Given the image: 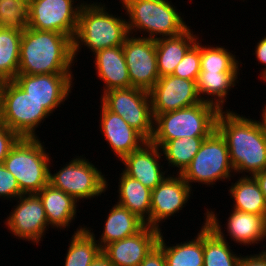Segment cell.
I'll list each match as a JSON object with an SVG mask.
<instances>
[{"mask_svg": "<svg viewBox=\"0 0 266 266\" xmlns=\"http://www.w3.org/2000/svg\"><path fill=\"white\" fill-rule=\"evenodd\" d=\"M99 128L111 152L121 160L124 156L139 149L147 140L119 115L100 104Z\"/></svg>", "mask_w": 266, "mask_h": 266, "instance_id": "obj_20", "label": "cell"}, {"mask_svg": "<svg viewBox=\"0 0 266 266\" xmlns=\"http://www.w3.org/2000/svg\"><path fill=\"white\" fill-rule=\"evenodd\" d=\"M73 76V73L17 74L14 81L53 115L70 98L75 85Z\"/></svg>", "mask_w": 266, "mask_h": 266, "instance_id": "obj_14", "label": "cell"}, {"mask_svg": "<svg viewBox=\"0 0 266 266\" xmlns=\"http://www.w3.org/2000/svg\"><path fill=\"white\" fill-rule=\"evenodd\" d=\"M75 63L69 36L29 27L22 32L18 74L73 73Z\"/></svg>", "mask_w": 266, "mask_h": 266, "instance_id": "obj_2", "label": "cell"}, {"mask_svg": "<svg viewBox=\"0 0 266 266\" xmlns=\"http://www.w3.org/2000/svg\"><path fill=\"white\" fill-rule=\"evenodd\" d=\"M200 38L187 51L181 62L176 66L172 75L188 80H197L200 73Z\"/></svg>", "mask_w": 266, "mask_h": 266, "instance_id": "obj_35", "label": "cell"}, {"mask_svg": "<svg viewBox=\"0 0 266 266\" xmlns=\"http://www.w3.org/2000/svg\"><path fill=\"white\" fill-rule=\"evenodd\" d=\"M92 56L97 79L104 85L102 94L111 89L131 87L123 45L99 50Z\"/></svg>", "mask_w": 266, "mask_h": 266, "instance_id": "obj_21", "label": "cell"}, {"mask_svg": "<svg viewBox=\"0 0 266 266\" xmlns=\"http://www.w3.org/2000/svg\"><path fill=\"white\" fill-rule=\"evenodd\" d=\"M160 234L145 225L138 233L106 245L102 252L114 266H139L157 245Z\"/></svg>", "mask_w": 266, "mask_h": 266, "instance_id": "obj_19", "label": "cell"}, {"mask_svg": "<svg viewBox=\"0 0 266 266\" xmlns=\"http://www.w3.org/2000/svg\"><path fill=\"white\" fill-rule=\"evenodd\" d=\"M14 201H17L16 205L7 215L4 222L5 227L13 236H16L14 238L38 245L43 241L47 230L50 228L39 196L37 194H23Z\"/></svg>", "mask_w": 266, "mask_h": 266, "instance_id": "obj_12", "label": "cell"}, {"mask_svg": "<svg viewBox=\"0 0 266 266\" xmlns=\"http://www.w3.org/2000/svg\"><path fill=\"white\" fill-rule=\"evenodd\" d=\"M19 139L20 137L13 130L0 122V163H3Z\"/></svg>", "mask_w": 266, "mask_h": 266, "instance_id": "obj_37", "label": "cell"}, {"mask_svg": "<svg viewBox=\"0 0 266 266\" xmlns=\"http://www.w3.org/2000/svg\"><path fill=\"white\" fill-rule=\"evenodd\" d=\"M199 35L190 27L182 34L155 40L157 70L160 77L173 74L187 51L197 42Z\"/></svg>", "mask_w": 266, "mask_h": 266, "instance_id": "obj_24", "label": "cell"}, {"mask_svg": "<svg viewBox=\"0 0 266 266\" xmlns=\"http://www.w3.org/2000/svg\"><path fill=\"white\" fill-rule=\"evenodd\" d=\"M228 239H222L206 222L203 224V266H239L242 253L231 250Z\"/></svg>", "mask_w": 266, "mask_h": 266, "instance_id": "obj_29", "label": "cell"}, {"mask_svg": "<svg viewBox=\"0 0 266 266\" xmlns=\"http://www.w3.org/2000/svg\"><path fill=\"white\" fill-rule=\"evenodd\" d=\"M73 157L68 164L54 170L55 173H51L50 167L49 184L72 196L78 203L101 197L109 189L108 178L102 169L86 159L85 154Z\"/></svg>", "mask_w": 266, "mask_h": 266, "instance_id": "obj_9", "label": "cell"}, {"mask_svg": "<svg viewBox=\"0 0 266 266\" xmlns=\"http://www.w3.org/2000/svg\"><path fill=\"white\" fill-rule=\"evenodd\" d=\"M51 114L14 80L3 81L0 89V122L20 138H39L38 126Z\"/></svg>", "mask_w": 266, "mask_h": 266, "instance_id": "obj_7", "label": "cell"}, {"mask_svg": "<svg viewBox=\"0 0 266 266\" xmlns=\"http://www.w3.org/2000/svg\"><path fill=\"white\" fill-rule=\"evenodd\" d=\"M123 53L131 87L149 92L160 78L155 40L129 34L123 44Z\"/></svg>", "mask_w": 266, "mask_h": 266, "instance_id": "obj_15", "label": "cell"}, {"mask_svg": "<svg viewBox=\"0 0 266 266\" xmlns=\"http://www.w3.org/2000/svg\"><path fill=\"white\" fill-rule=\"evenodd\" d=\"M180 175L191 189L193 183L214 188L219 180L229 182L236 177L227 144L216 129L204 139L199 151Z\"/></svg>", "mask_w": 266, "mask_h": 266, "instance_id": "obj_8", "label": "cell"}, {"mask_svg": "<svg viewBox=\"0 0 266 266\" xmlns=\"http://www.w3.org/2000/svg\"><path fill=\"white\" fill-rule=\"evenodd\" d=\"M22 32L0 28V81L14 80L18 74Z\"/></svg>", "mask_w": 266, "mask_h": 266, "instance_id": "obj_33", "label": "cell"}, {"mask_svg": "<svg viewBox=\"0 0 266 266\" xmlns=\"http://www.w3.org/2000/svg\"><path fill=\"white\" fill-rule=\"evenodd\" d=\"M37 195L43 204L51 229L65 230L73 225L71 223L76 219L79 203L72 196L49 183Z\"/></svg>", "mask_w": 266, "mask_h": 266, "instance_id": "obj_22", "label": "cell"}, {"mask_svg": "<svg viewBox=\"0 0 266 266\" xmlns=\"http://www.w3.org/2000/svg\"><path fill=\"white\" fill-rule=\"evenodd\" d=\"M216 130L227 144L236 175L253 177L266 169V134L256 119L240 116L236 110H220Z\"/></svg>", "mask_w": 266, "mask_h": 266, "instance_id": "obj_1", "label": "cell"}, {"mask_svg": "<svg viewBox=\"0 0 266 266\" xmlns=\"http://www.w3.org/2000/svg\"><path fill=\"white\" fill-rule=\"evenodd\" d=\"M265 105L264 107L262 106V111H261V119L257 120L259 125L261 126L262 130L266 134V103L263 104Z\"/></svg>", "mask_w": 266, "mask_h": 266, "instance_id": "obj_43", "label": "cell"}, {"mask_svg": "<svg viewBox=\"0 0 266 266\" xmlns=\"http://www.w3.org/2000/svg\"><path fill=\"white\" fill-rule=\"evenodd\" d=\"M239 266H266V259L260 253L242 255Z\"/></svg>", "mask_w": 266, "mask_h": 266, "instance_id": "obj_40", "label": "cell"}, {"mask_svg": "<svg viewBox=\"0 0 266 266\" xmlns=\"http://www.w3.org/2000/svg\"><path fill=\"white\" fill-rule=\"evenodd\" d=\"M193 191L195 190L191 189L180 174L174 175L169 172L152 190L150 226L163 231L162 224L186 207Z\"/></svg>", "mask_w": 266, "mask_h": 266, "instance_id": "obj_16", "label": "cell"}, {"mask_svg": "<svg viewBox=\"0 0 266 266\" xmlns=\"http://www.w3.org/2000/svg\"><path fill=\"white\" fill-rule=\"evenodd\" d=\"M139 266H166L162 249L156 245Z\"/></svg>", "mask_w": 266, "mask_h": 266, "instance_id": "obj_38", "label": "cell"}, {"mask_svg": "<svg viewBox=\"0 0 266 266\" xmlns=\"http://www.w3.org/2000/svg\"><path fill=\"white\" fill-rule=\"evenodd\" d=\"M257 43L255 48V53L252 55L256 56L258 60V64H262L264 67L261 68V72L259 74L261 81L266 78V36L261 37Z\"/></svg>", "mask_w": 266, "mask_h": 266, "instance_id": "obj_39", "label": "cell"}, {"mask_svg": "<svg viewBox=\"0 0 266 266\" xmlns=\"http://www.w3.org/2000/svg\"><path fill=\"white\" fill-rule=\"evenodd\" d=\"M263 247V250L261 249V252L259 251V253L266 259V245L265 244H261Z\"/></svg>", "mask_w": 266, "mask_h": 266, "instance_id": "obj_44", "label": "cell"}, {"mask_svg": "<svg viewBox=\"0 0 266 266\" xmlns=\"http://www.w3.org/2000/svg\"><path fill=\"white\" fill-rule=\"evenodd\" d=\"M104 221V228L101 236L98 237L99 240L96 239L94 229L85 227L95 237L101 249L110 243L138 233L146 225L137 215L118 203L112 205Z\"/></svg>", "mask_w": 266, "mask_h": 266, "instance_id": "obj_23", "label": "cell"}, {"mask_svg": "<svg viewBox=\"0 0 266 266\" xmlns=\"http://www.w3.org/2000/svg\"><path fill=\"white\" fill-rule=\"evenodd\" d=\"M207 137H183L165 142L161 147L164 163L173 170V174H181L195 157L199 148Z\"/></svg>", "mask_w": 266, "mask_h": 266, "instance_id": "obj_31", "label": "cell"}, {"mask_svg": "<svg viewBox=\"0 0 266 266\" xmlns=\"http://www.w3.org/2000/svg\"><path fill=\"white\" fill-rule=\"evenodd\" d=\"M96 1L92 3L87 0L79 13L77 30L72 40L76 62L83 47L94 54L105 48L122 46L129 35L127 18L111 13L105 3Z\"/></svg>", "mask_w": 266, "mask_h": 266, "instance_id": "obj_3", "label": "cell"}, {"mask_svg": "<svg viewBox=\"0 0 266 266\" xmlns=\"http://www.w3.org/2000/svg\"><path fill=\"white\" fill-rule=\"evenodd\" d=\"M119 3L125 10L131 35L140 33L139 37L157 40L178 36L190 27L171 0H120Z\"/></svg>", "mask_w": 266, "mask_h": 266, "instance_id": "obj_4", "label": "cell"}, {"mask_svg": "<svg viewBox=\"0 0 266 266\" xmlns=\"http://www.w3.org/2000/svg\"><path fill=\"white\" fill-rule=\"evenodd\" d=\"M162 158L160 147L147 141L139 149L120 160L124 164V168L121 170L126 175L153 190L165 179L169 172L168 168L164 169V162L161 165Z\"/></svg>", "mask_w": 266, "mask_h": 266, "instance_id": "obj_18", "label": "cell"}, {"mask_svg": "<svg viewBox=\"0 0 266 266\" xmlns=\"http://www.w3.org/2000/svg\"><path fill=\"white\" fill-rule=\"evenodd\" d=\"M89 266H114L108 257L101 251Z\"/></svg>", "mask_w": 266, "mask_h": 266, "instance_id": "obj_41", "label": "cell"}, {"mask_svg": "<svg viewBox=\"0 0 266 266\" xmlns=\"http://www.w3.org/2000/svg\"><path fill=\"white\" fill-rule=\"evenodd\" d=\"M253 177L258 182L260 189L266 199V169L259 173H256Z\"/></svg>", "mask_w": 266, "mask_h": 266, "instance_id": "obj_42", "label": "cell"}, {"mask_svg": "<svg viewBox=\"0 0 266 266\" xmlns=\"http://www.w3.org/2000/svg\"><path fill=\"white\" fill-rule=\"evenodd\" d=\"M153 115L183 109L201 103L196 81L165 75L149 91Z\"/></svg>", "mask_w": 266, "mask_h": 266, "instance_id": "obj_17", "label": "cell"}, {"mask_svg": "<svg viewBox=\"0 0 266 266\" xmlns=\"http://www.w3.org/2000/svg\"><path fill=\"white\" fill-rule=\"evenodd\" d=\"M203 40H200V72H240L243 63L237 55L218 44L203 45Z\"/></svg>", "mask_w": 266, "mask_h": 266, "instance_id": "obj_32", "label": "cell"}, {"mask_svg": "<svg viewBox=\"0 0 266 266\" xmlns=\"http://www.w3.org/2000/svg\"><path fill=\"white\" fill-rule=\"evenodd\" d=\"M239 77L240 72H200L196 80L198 95L202 101L215 105L219 110H229L224 107L228 92L242 80Z\"/></svg>", "mask_w": 266, "mask_h": 266, "instance_id": "obj_25", "label": "cell"}, {"mask_svg": "<svg viewBox=\"0 0 266 266\" xmlns=\"http://www.w3.org/2000/svg\"><path fill=\"white\" fill-rule=\"evenodd\" d=\"M100 103L121 116L129 126L150 141L154 129V116L148 91L130 87L111 89L100 94Z\"/></svg>", "mask_w": 266, "mask_h": 266, "instance_id": "obj_10", "label": "cell"}, {"mask_svg": "<svg viewBox=\"0 0 266 266\" xmlns=\"http://www.w3.org/2000/svg\"><path fill=\"white\" fill-rule=\"evenodd\" d=\"M200 226L197 235L191 240L181 243L169 244L163 236L164 231L159 236L157 245L162 249L166 261V266H203V224ZM167 242V243H166ZM171 245V246H170Z\"/></svg>", "mask_w": 266, "mask_h": 266, "instance_id": "obj_27", "label": "cell"}, {"mask_svg": "<svg viewBox=\"0 0 266 266\" xmlns=\"http://www.w3.org/2000/svg\"><path fill=\"white\" fill-rule=\"evenodd\" d=\"M31 0L29 28L75 36L84 0ZM77 2V3H76ZM76 3V4H75Z\"/></svg>", "mask_w": 266, "mask_h": 266, "instance_id": "obj_11", "label": "cell"}, {"mask_svg": "<svg viewBox=\"0 0 266 266\" xmlns=\"http://www.w3.org/2000/svg\"><path fill=\"white\" fill-rule=\"evenodd\" d=\"M209 210L208 208L206 209V212L203 213V218L222 239L229 238V240L241 246H252L266 242V215L251 214L232 209L229 217L226 218V227L224 226L226 230L223 231L222 222L217 218L219 214L215 213V208Z\"/></svg>", "mask_w": 266, "mask_h": 266, "instance_id": "obj_13", "label": "cell"}, {"mask_svg": "<svg viewBox=\"0 0 266 266\" xmlns=\"http://www.w3.org/2000/svg\"><path fill=\"white\" fill-rule=\"evenodd\" d=\"M219 109L202 101L195 105L154 116L150 142L161 147L165 142L183 137H208L216 129Z\"/></svg>", "mask_w": 266, "mask_h": 266, "instance_id": "obj_5", "label": "cell"}, {"mask_svg": "<svg viewBox=\"0 0 266 266\" xmlns=\"http://www.w3.org/2000/svg\"><path fill=\"white\" fill-rule=\"evenodd\" d=\"M23 195L14 175L0 163V199L14 201ZM13 199V200H12Z\"/></svg>", "mask_w": 266, "mask_h": 266, "instance_id": "obj_36", "label": "cell"}, {"mask_svg": "<svg viewBox=\"0 0 266 266\" xmlns=\"http://www.w3.org/2000/svg\"><path fill=\"white\" fill-rule=\"evenodd\" d=\"M78 226L69 239L64 266H89L102 251L95 237L85 228Z\"/></svg>", "mask_w": 266, "mask_h": 266, "instance_id": "obj_30", "label": "cell"}, {"mask_svg": "<svg viewBox=\"0 0 266 266\" xmlns=\"http://www.w3.org/2000/svg\"><path fill=\"white\" fill-rule=\"evenodd\" d=\"M43 144L40 138H20L3 161L23 194H37L49 183L53 159Z\"/></svg>", "mask_w": 266, "mask_h": 266, "instance_id": "obj_6", "label": "cell"}, {"mask_svg": "<svg viewBox=\"0 0 266 266\" xmlns=\"http://www.w3.org/2000/svg\"><path fill=\"white\" fill-rule=\"evenodd\" d=\"M228 192V196H231L233 201L231 209L266 215V199L254 177H238L235 183L234 181L231 182Z\"/></svg>", "mask_w": 266, "mask_h": 266, "instance_id": "obj_28", "label": "cell"}, {"mask_svg": "<svg viewBox=\"0 0 266 266\" xmlns=\"http://www.w3.org/2000/svg\"><path fill=\"white\" fill-rule=\"evenodd\" d=\"M119 175L117 189L119 195H117L118 201L116 203L127 208L142 219L147 226H150L152 190L126 175L123 171Z\"/></svg>", "mask_w": 266, "mask_h": 266, "instance_id": "obj_26", "label": "cell"}, {"mask_svg": "<svg viewBox=\"0 0 266 266\" xmlns=\"http://www.w3.org/2000/svg\"><path fill=\"white\" fill-rule=\"evenodd\" d=\"M31 0H0V28L23 32L29 25Z\"/></svg>", "mask_w": 266, "mask_h": 266, "instance_id": "obj_34", "label": "cell"}]
</instances>
